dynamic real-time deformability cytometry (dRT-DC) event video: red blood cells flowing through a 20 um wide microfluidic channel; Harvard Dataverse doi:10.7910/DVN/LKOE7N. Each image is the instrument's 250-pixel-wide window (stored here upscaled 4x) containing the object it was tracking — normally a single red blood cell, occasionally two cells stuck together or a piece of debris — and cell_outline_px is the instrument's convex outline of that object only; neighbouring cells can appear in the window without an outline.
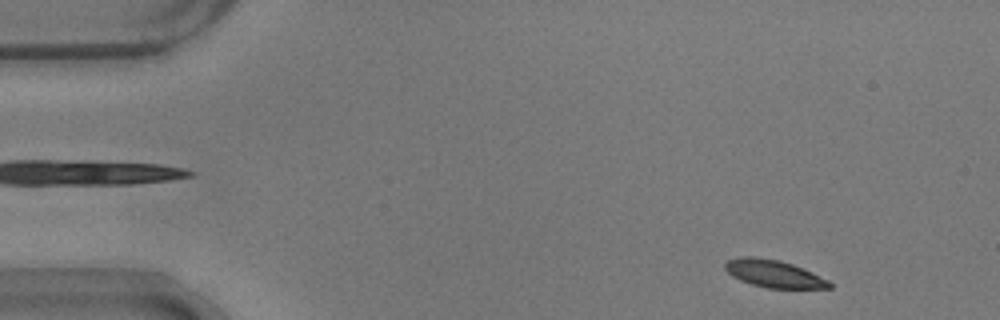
{"species": "common noctule bat (a hibernating species)", "species_latin": "Nyctalus noctula", "temperature_condition": "warm", "stored_images_in_passage": 10, "camera_frame_rate_fps": 3000, "um_per_image_px": 0.085, "animal": {"sex": "male", "body_mass_g": 17.9}, "frame": {"image": 1, "passage_image": 3, "time_ms": 0.667, "image_size_px": [1000, 320], "cell_outline_px": [[832, 288], [768, 288], [752, 284], [740, 280], [732, 276], [724, 268], [724, 264], [728, 260], [744, 256], [752, 256], [776, 260], [792, 264], [812, 272], [828, 280], [832, 284]], "centroid_in_image_um": [65.77, 23.27], "position_along_channel_um": 19.2, "area_um2": 16.47}}